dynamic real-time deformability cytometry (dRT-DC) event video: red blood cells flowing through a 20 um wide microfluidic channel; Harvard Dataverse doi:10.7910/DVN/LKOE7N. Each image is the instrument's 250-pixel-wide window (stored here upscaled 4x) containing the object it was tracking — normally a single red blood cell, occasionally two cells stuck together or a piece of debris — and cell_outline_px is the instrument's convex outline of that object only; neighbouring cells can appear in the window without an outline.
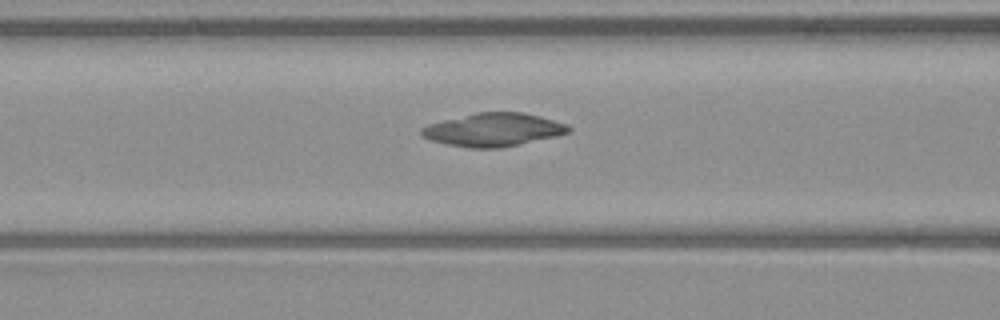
{"species": "common noctule bat (a hibernating species)", "species_latin": "Nyctalus noctula", "temperature_condition": "warm", "stored_images_in_passage": 45, "camera_frame_rate_fps": 3000, "um_per_image_px": 0.085, "animal": {"sex": "male", "body_mass_g": 23.1, "forearm_length_mm": 52.7}, "frame": {"image": 1, "passage_image": 14, "time_ms": 4.333, "image_size_px": [1000, 320], "cell_outline_px": [[572, 132], [556, 136], [520, 144], [500, 148], [468, 148], [448, 144], [432, 140], [424, 136], [420, 132], [420, 128], [428, 124], [476, 112], [524, 112], [540, 116], [568, 124], [572, 128]], "centroid_in_image_um": [41.99, 11.02], "position_along_channel_um": 124.6, "area_um2": 28.44}}
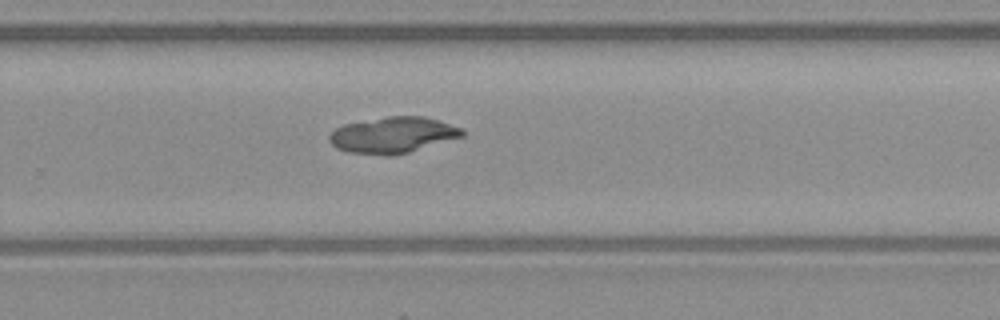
{"frame": {"image": 2, "passage_image": 27, "time_ms": 8.667, "image_size_px": [1000, 320], "cell_outline_px": [[464, 136], [408, 152], [392, 156], [384, 156], [348, 152], [336, 148], [328, 140], [328, 136], [336, 128], [344, 124], [388, 116], [424, 116], [460, 128], [464, 132]], "centroid_in_image_um": [33.35, 11.49], "position_along_channel_um": 296.5, "area_um2": 27.74}}
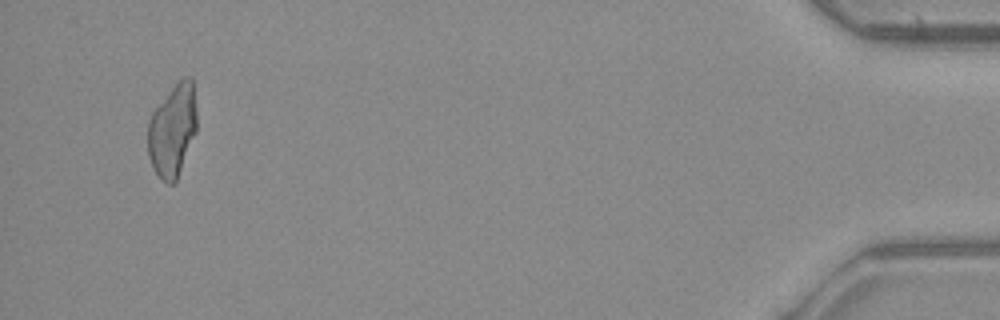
{"frame": {"image": 3, "passage_image": 43, "time_ms": 14.0, "image_size_px": [1000, 320], "cell_outline_px": [[196, 132], [176, 184], [168, 184], [156, 172], [148, 156], [148, 120], [152, 112], [172, 88], [184, 76], [192, 76], [196, 108]], "centroid_in_image_um": [14.68, 11.09], "position_along_channel_um": 420.5, "area_um2": 26.41}}